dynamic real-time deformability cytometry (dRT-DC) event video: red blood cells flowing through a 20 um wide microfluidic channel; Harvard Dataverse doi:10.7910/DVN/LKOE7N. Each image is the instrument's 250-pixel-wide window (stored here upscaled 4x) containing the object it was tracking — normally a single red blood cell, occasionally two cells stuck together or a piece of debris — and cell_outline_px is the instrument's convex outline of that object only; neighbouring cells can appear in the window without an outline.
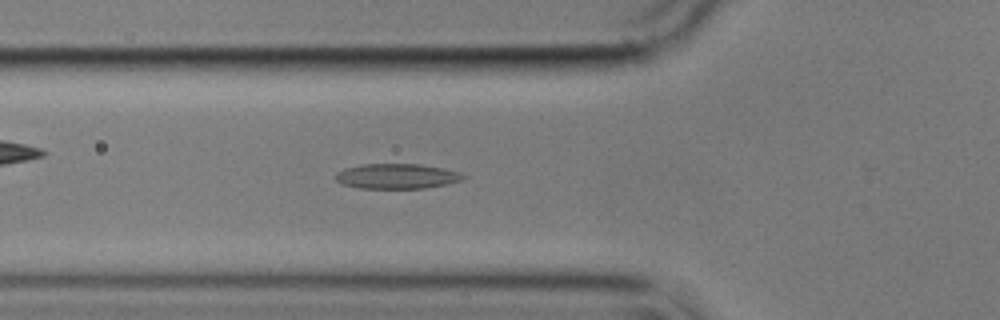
{"species": "common noctule bat (a hibernating species)", "species_latin": "Nyctalus noctula", "temperature_condition": "cold", "stored_images_in_passage": 23, "camera_frame_rate_fps": 3000, "um_per_image_px": 0.085, "animal": {"sex": "male", "body_mass_g": 17.9}, "frame": {"image": 1, "passage_image": 19, "time_ms": 6.0, "image_size_px": [1000, 320], "cell_outline_px": [[468, 176], [464, 180], [424, 188], [360, 188], [340, 184], [336, 180], [336, 172], [344, 168], [364, 164], [420, 164], [444, 168], [460, 172]], "centroid_in_image_um": [33.74, 14.97], "position_along_channel_um": 92.1, "area_um2": 18.73}}
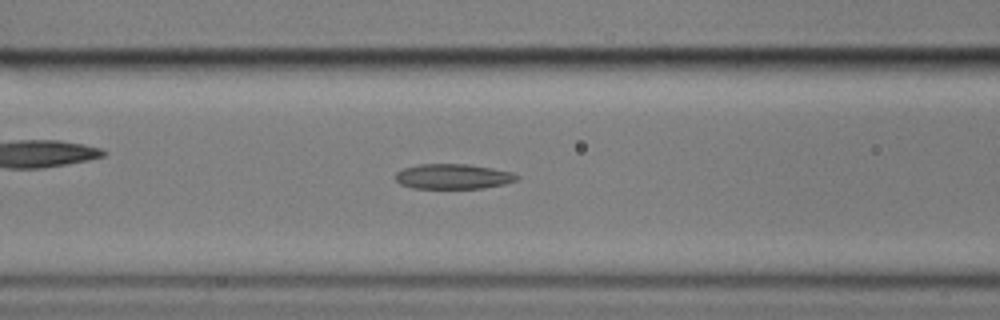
{"frame": {"image": 2, "passage_image": 22, "time_ms": 7.0, "image_size_px": [1000, 320], "cell_outline_px": [[520, 180], [504, 184], [484, 188], [412, 188], [400, 184], [396, 180], [396, 172], [404, 168], [420, 164], [468, 164], [492, 168], [512, 172], [520, 176]], "centroid_in_image_um": [38.55, 15.0], "position_along_channel_um": 128.1, "area_um2": 17.8}}